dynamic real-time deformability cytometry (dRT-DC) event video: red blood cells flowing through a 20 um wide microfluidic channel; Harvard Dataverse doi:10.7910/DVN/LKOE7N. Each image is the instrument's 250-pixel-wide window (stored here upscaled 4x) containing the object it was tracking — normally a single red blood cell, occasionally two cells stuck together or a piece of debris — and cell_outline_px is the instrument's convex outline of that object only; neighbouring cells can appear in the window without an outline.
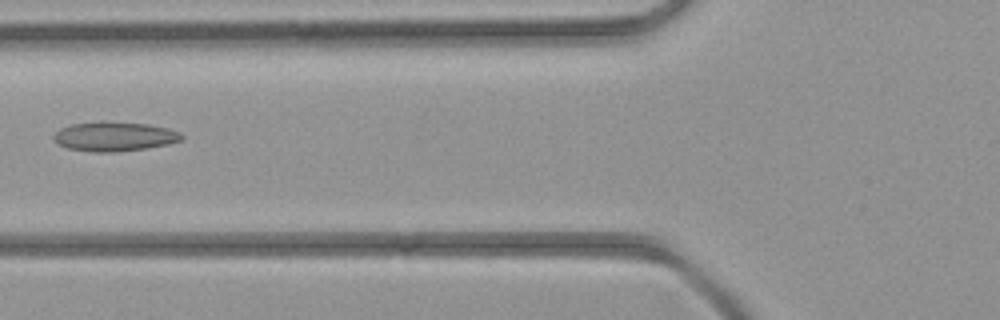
{"species": "common noctule bat (a hibernating species)", "species_latin": "Nyctalus noctula", "temperature_condition": "room temperature", "stored_images_in_passage": 5, "camera_frame_rate_fps": 3000, "um_per_image_px": 0.085, "animal": {"sex": "female", "body_mass_g": 21.9}, "frame": {"image": 1, "passage_image": 5, "time_ms": 4.667, "image_size_px": [1000, 320], "cell_outline_px": [[184, 140], [168, 144], [148, 148], [116, 152], [92, 152], [68, 148], [52, 140], [52, 136], [60, 128], [72, 124], [148, 124], [168, 128], [180, 132], [184, 136]], "centroid_in_image_um": [9.77, 11.65], "position_along_channel_um": 116.0, "area_um2": 21.21}}